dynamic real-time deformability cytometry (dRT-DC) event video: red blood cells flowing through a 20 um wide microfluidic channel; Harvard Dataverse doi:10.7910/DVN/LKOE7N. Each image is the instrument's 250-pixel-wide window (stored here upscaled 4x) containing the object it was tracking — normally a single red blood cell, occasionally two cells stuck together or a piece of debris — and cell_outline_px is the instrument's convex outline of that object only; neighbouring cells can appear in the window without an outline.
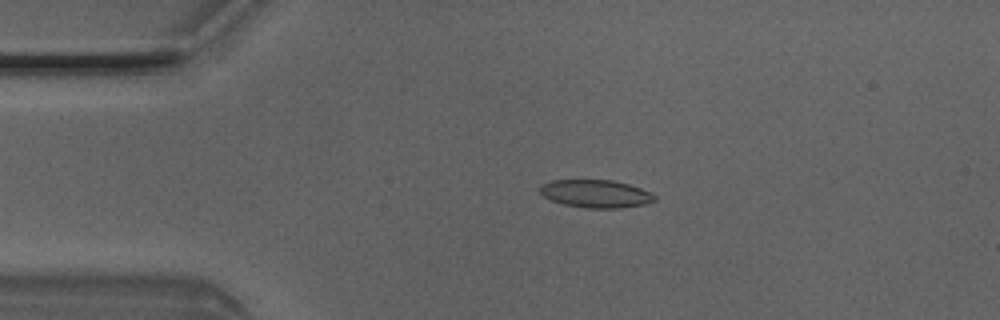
{"species": "Egyptian fruit bat (a non-hibernating species)", "species_latin": "Rousettus aegyptiacus", "temperature_condition": "room temperature", "stored_images_in_passage": 3, "camera_frame_rate_fps": 3000, "um_per_image_px": 0.085, "animal": {"sex": "male"}, "frame": {"image": 1, "passage_image": 2, "time_ms": 0.333, "image_size_px": [1000, 320], "cell_outline_px": [[656, 200], [644, 204], [620, 208], [584, 208], [564, 204], [552, 200], [544, 196], [540, 192], [540, 184], [552, 180], [612, 180], [628, 184], [640, 188], [656, 196]], "centroid_in_image_um": [50.62, 16.46], "position_along_channel_um": 34.4, "area_um2": 18.5}}